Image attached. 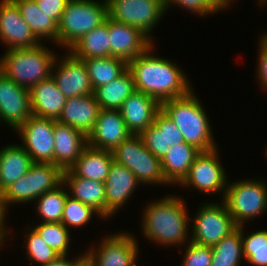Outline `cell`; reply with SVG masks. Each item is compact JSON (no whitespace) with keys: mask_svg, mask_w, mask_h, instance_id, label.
<instances>
[{"mask_svg":"<svg viewBox=\"0 0 267 266\" xmlns=\"http://www.w3.org/2000/svg\"><path fill=\"white\" fill-rule=\"evenodd\" d=\"M154 45L128 62L135 89L160 103L185 96L192 90L185 72L171 60L153 55Z\"/></svg>","mask_w":267,"mask_h":266,"instance_id":"6da1fadb","label":"cell"},{"mask_svg":"<svg viewBox=\"0 0 267 266\" xmlns=\"http://www.w3.org/2000/svg\"><path fill=\"white\" fill-rule=\"evenodd\" d=\"M147 204L142 212L141 227L144 238L166 247H177L190 242V217L182 198L167 195Z\"/></svg>","mask_w":267,"mask_h":266,"instance_id":"7a4b0ae2","label":"cell"},{"mask_svg":"<svg viewBox=\"0 0 267 266\" xmlns=\"http://www.w3.org/2000/svg\"><path fill=\"white\" fill-rule=\"evenodd\" d=\"M161 110L175 123L186 143L200 151H210L216 146L208 115L193 89L185 96L161 103Z\"/></svg>","mask_w":267,"mask_h":266,"instance_id":"3957f363","label":"cell"},{"mask_svg":"<svg viewBox=\"0 0 267 266\" xmlns=\"http://www.w3.org/2000/svg\"><path fill=\"white\" fill-rule=\"evenodd\" d=\"M44 43L32 48L7 49L0 57V72L19 86L31 89L52 75L57 54Z\"/></svg>","mask_w":267,"mask_h":266,"instance_id":"277c9868","label":"cell"},{"mask_svg":"<svg viewBox=\"0 0 267 266\" xmlns=\"http://www.w3.org/2000/svg\"><path fill=\"white\" fill-rule=\"evenodd\" d=\"M107 17V0H69L58 24V45L69 50Z\"/></svg>","mask_w":267,"mask_h":266,"instance_id":"5b68a950","label":"cell"},{"mask_svg":"<svg viewBox=\"0 0 267 266\" xmlns=\"http://www.w3.org/2000/svg\"><path fill=\"white\" fill-rule=\"evenodd\" d=\"M63 183V170L53 163L34 162L25 175L2 192L1 205L6 215L8 206L36 200Z\"/></svg>","mask_w":267,"mask_h":266,"instance_id":"8992f818","label":"cell"},{"mask_svg":"<svg viewBox=\"0 0 267 266\" xmlns=\"http://www.w3.org/2000/svg\"><path fill=\"white\" fill-rule=\"evenodd\" d=\"M267 182L239 180L228 182L222 201L237 226L263 215L267 211Z\"/></svg>","mask_w":267,"mask_h":266,"instance_id":"52a82bcc","label":"cell"},{"mask_svg":"<svg viewBox=\"0 0 267 266\" xmlns=\"http://www.w3.org/2000/svg\"><path fill=\"white\" fill-rule=\"evenodd\" d=\"M111 152L113 160L127 167L141 185H170L164 177L161 160L145 147L140 134L130 135Z\"/></svg>","mask_w":267,"mask_h":266,"instance_id":"ba28073f","label":"cell"},{"mask_svg":"<svg viewBox=\"0 0 267 266\" xmlns=\"http://www.w3.org/2000/svg\"><path fill=\"white\" fill-rule=\"evenodd\" d=\"M190 227H192L190 241L213 247L233 232L237 225L221 200L220 204L217 202L202 204Z\"/></svg>","mask_w":267,"mask_h":266,"instance_id":"9c48e42d","label":"cell"},{"mask_svg":"<svg viewBox=\"0 0 267 266\" xmlns=\"http://www.w3.org/2000/svg\"><path fill=\"white\" fill-rule=\"evenodd\" d=\"M108 17L140 29L152 41L151 31L165 15L164 0H107Z\"/></svg>","mask_w":267,"mask_h":266,"instance_id":"30bf717a","label":"cell"},{"mask_svg":"<svg viewBox=\"0 0 267 266\" xmlns=\"http://www.w3.org/2000/svg\"><path fill=\"white\" fill-rule=\"evenodd\" d=\"M218 155V147L210 151H201L179 186L197 188L199 192L210 195L223 192L221 196L224 197L228 181Z\"/></svg>","mask_w":267,"mask_h":266,"instance_id":"8fae6325","label":"cell"},{"mask_svg":"<svg viewBox=\"0 0 267 266\" xmlns=\"http://www.w3.org/2000/svg\"><path fill=\"white\" fill-rule=\"evenodd\" d=\"M105 237L98 248L91 245L84 253L93 266H137L139 246L133 235L121 232Z\"/></svg>","mask_w":267,"mask_h":266,"instance_id":"7c38bea8","label":"cell"},{"mask_svg":"<svg viewBox=\"0 0 267 266\" xmlns=\"http://www.w3.org/2000/svg\"><path fill=\"white\" fill-rule=\"evenodd\" d=\"M16 132L33 162L54 164V119L32 114Z\"/></svg>","mask_w":267,"mask_h":266,"instance_id":"4fadbf2b","label":"cell"},{"mask_svg":"<svg viewBox=\"0 0 267 266\" xmlns=\"http://www.w3.org/2000/svg\"><path fill=\"white\" fill-rule=\"evenodd\" d=\"M64 56L61 57L63 59H55L51 75L61 93L66 98L93 94L94 90L84 61L76 58L68 50Z\"/></svg>","mask_w":267,"mask_h":266,"instance_id":"5bb4252c","label":"cell"},{"mask_svg":"<svg viewBox=\"0 0 267 266\" xmlns=\"http://www.w3.org/2000/svg\"><path fill=\"white\" fill-rule=\"evenodd\" d=\"M32 115L30 89L19 86L0 72V124L16 131Z\"/></svg>","mask_w":267,"mask_h":266,"instance_id":"9a60e30c","label":"cell"},{"mask_svg":"<svg viewBox=\"0 0 267 266\" xmlns=\"http://www.w3.org/2000/svg\"><path fill=\"white\" fill-rule=\"evenodd\" d=\"M109 56L127 63L154 44L140 29L108 17Z\"/></svg>","mask_w":267,"mask_h":266,"instance_id":"2e32d148","label":"cell"},{"mask_svg":"<svg viewBox=\"0 0 267 266\" xmlns=\"http://www.w3.org/2000/svg\"><path fill=\"white\" fill-rule=\"evenodd\" d=\"M0 40L8 49L32 48L41 43L12 0L0 1Z\"/></svg>","mask_w":267,"mask_h":266,"instance_id":"e0dca14e","label":"cell"},{"mask_svg":"<svg viewBox=\"0 0 267 266\" xmlns=\"http://www.w3.org/2000/svg\"><path fill=\"white\" fill-rule=\"evenodd\" d=\"M132 133L117 109H100L93 130L87 136V145L110 150L119 146Z\"/></svg>","mask_w":267,"mask_h":266,"instance_id":"ac0fdd59","label":"cell"},{"mask_svg":"<svg viewBox=\"0 0 267 266\" xmlns=\"http://www.w3.org/2000/svg\"><path fill=\"white\" fill-rule=\"evenodd\" d=\"M136 176L125 166L113 160L109 174L104 182L106 196V219L118 212L132 197L139 186Z\"/></svg>","mask_w":267,"mask_h":266,"instance_id":"d6986e66","label":"cell"},{"mask_svg":"<svg viewBox=\"0 0 267 266\" xmlns=\"http://www.w3.org/2000/svg\"><path fill=\"white\" fill-rule=\"evenodd\" d=\"M132 134H141L154 123L161 103L140 91L133 92L118 109Z\"/></svg>","mask_w":267,"mask_h":266,"instance_id":"ffe728a7","label":"cell"},{"mask_svg":"<svg viewBox=\"0 0 267 266\" xmlns=\"http://www.w3.org/2000/svg\"><path fill=\"white\" fill-rule=\"evenodd\" d=\"M145 147L160 160L171 145L184 142V138L175 123L160 110L154 123L140 134Z\"/></svg>","mask_w":267,"mask_h":266,"instance_id":"44dd1931","label":"cell"},{"mask_svg":"<svg viewBox=\"0 0 267 266\" xmlns=\"http://www.w3.org/2000/svg\"><path fill=\"white\" fill-rule=\"evenodd\" d=\"M54 164L69 169L87 146V136L80 130L54 119Z\"/></svg>","mask_w":267,"mask_h":266,"instance_id":"7402d4cb","label":"cell"},{"mask_svg":"<svg viewBox=\"0 0 267 266\" xmlns=\"http://www.w3.org/2000/svg\"><path fill=\"white\" fill-rule=\"evenodd\" d=\"M100 107L94 94L67 98L58 122L82 131L86 136L93 130Z\"/></svg>","mask_w":267,"mask_h":266,"instance_id":"603a6c76","label":"cell"},{"mask_svg":"<svg viewBox=\"0 0 267 266\" xmlns=\"http://www.w3.org/2000/svg\"><path fill=\"white\" fill-rule=\"evenodd\" d=\"M30 101L33 115L57 120L67 98L58 89L53 77L50 76L30 89Z\"/></svg>","mask_w":267,"mask_h":266,"instance_id":"cb8c5ba5","label":"cell"},{"mask_svg":"<svg viewBox=\"0 0 267 266\" xmlns=\"http://www.w3.org/2000/svg\"><path fill=\"white\" fill-rule=\"evenodd\" d=\"M63 184L67 187L68 195L92 207L102 219H106V196L103 182L77 177L67 169L63 171Z\"/></svg>","mask_w":267,"mask_h":266,"instance_id":"d4e9b609","label":"cell"},{"mask_svg":"<svg viewBox=\"0 0 267 266\" xmlns=\"http://www.w3.org/2000/svg\"><path fill=\"white\" fill-rule=\"evenodd\" d=\"M112 162L113 155L110 150L96 149L87 145L69 170L77 177L104 183Z\"/></svg>","mask_w":267,"mask_h":266,"instance_id":"484cf974","label":"cell"},{"mask_svg":"<svg viewBox=\"0 0 267 266\" xmlns=\"http://www.w3.org/2000/svg\"><path fill=\"white\" fill-rule=\"evenodd\" d=\"M201 151L194 145L178 143L171 145L166 155L161 159L164 177L170 185H179L188 175L195 157Z\"/></svg>","mask_w":267,"mask_h":266,"instance_id":"4316f807","label":"cell"},{"mask_svg":"<svg viewBox=\"0 0 267 266\" xmlns=\"http://www.w3.org/2000/svg\"><path fill=\"white\" fill-rule=\"evenodd\" d=\"M34 162L25 149L17 144L0 149V191L27 173Z\"/></svg>","mask_w":267,"mask_h":266,"instance_id":"83f0119b","label":"cell"},{"mask_svg":"<svg viewBox=\"0 0 267 266\" xmlns=\"http://www.w3.org/2000/svg\"><path fill=\"white\" fill-rule=\"evenodd\" d=\"M35 37L43 42L51 40L58 44V24L42 11L35 0H12ZM42 40V41H41Z\"/></svg>","mask_w":267,"mask_h":266,"instance_id":"f1b7e54d","label":"cell"},{"mask_svg":"<svg viewBox=\"0 0 267 266\" xmlns=\"http://www.w3.org/2000/svg\"><path fill=\"white\" fill-rule=\"evenodd\" d=\"M133 75L127 68L120 76L108 84L94 90L100 109H119L123 102L135 92Z\"/></svg>","mask_w":267,"mask_h":266,"instance_id":"f546056e","label":"cell"},{"mask_svg":"<svg viewBox=\"0 0 267 266\" xmlns=\"http://www.w3.org/2000/svg\"><path fill=\"white\" fill-rule=\"evenodd\" d=\"M68 51L78 59L108 57V17L105 23L86 33Z\"/></svg>","mask_w":267,"mask_h":266,"instance_id":"4dcf8cb0","label":"cell"},{"mask_svg":"<svg viewBox=\"0 0 267 266\" xmlns=\"http://www.w3.org/2000/svg\"><path fill=\"white\" fill-rule=\"evenodd\" d=\"M81 60L86 65L93 90L113 81L128 68V63L118 57L108 56Z\"/></svg>","mask_w":267,"mask_h":266,"instance_id":"1f68e13d","label":"cell"},{"mask_svg":"<svg viewBox=\"0 0 267 266\" xmlns=\"http://www.w3.org/2000/svg\"><path fill=\"white\" fill-rule=\"evenodd\" d=\"M244 258L241 225L212 247L211 266H240Z\"/></svg>","mask_w":267,"mask_h":266,"instance_id":"d6a6232c","label":"cell"},{"mask_svg":"<svg viewBox=\"0 0 267 266\" xmlns=\"http://www.w3.org/2000/svg\"><path fill=\"white\" fill-rule=\"evenodd\" d=\"M62 183L56 189L45 192L35 200L36 212L42 218V222H61L64 205L69 194Z\"/></svg>","mask_w":267,"mask_h":266,"instance_id":"836d02e7","label":"cell"},{"mask_svg":"<svg viewBox=\"0 0 267 266\" xmlns=\"http://www.w3.org/2000/svg\"><path fill=\"white\" fill-rule=\"evenodd\" d=\"M243 255L252 266H267V230H258L245 235L244 225H241Z\"/></svg>","mask_w":267,"mask_h":266,"instance_id":"e575fe53","label":"cell"},{"mask_svg":"<svg viewBox=\"0 0 267 266\" xmlns=\"http://www.w3.org/2000/svg\"><path fill=\"white\" fill-rule=\"evenodd\" d=\"M43 241L59 255H68L70 231L61 222H40L34 227Z\"/></svg>","mask_w":267,"mask_h":266,"instance_id":"d590c367","label":"cell"},{"mask_svg":"<svg viewBox=\"0 0 267 266\" xmlns=\"http://www.w3.org/2000/svg\"><path fill=\"white\" fill-rule=\"evenodd\" d=\"M93 215L102 218L92 207L83 204L81 201L71 197L70 195H67L61 223L67 229L70 227L78 228L86 225L90 219H92Z\"/></svg>","mask_w":267,"mask_h":266,"instance_id":"8d00e7d4","label":"cell"},{"mask_svg":"<svg viewBox=\"0 0 267 266\" xmlns=\"http://www.w3.org/2000/svg\"><path fill=\"white\" fill-rule=\"evenodd\" d=\"M28 230L25 247L30 262H36L39 266H43L59 256L43 241L34 228Z\"/></svg>","mask_w":267,"mask_h":266,"instance_id":"74e56055","label":"cell"},{"mask_svg":"<svg viewBox=\"0 0 267 266\" xmlns=\"http://www.w3.org/2000/svg\"><path fill=\"white\" fill-rule=\"evenodd\" d=\"M172 4L195 12L200 17H204V15L206 17L208 13H219V11L226 9L218 0H164L165 11L172 7Z\"/></svg>","mask_w":267,"mask_h":266,"instance_id":"f35d334b","label":"cell"},{"mask_svg":"<svg viewBox=\"0 0 267 266\" xmlns=\"http://www.w3.org/2000/svg\"><path fill=\"white\" fill-rule=\"evenodd\" d=\"M185 245L187 247L181 266H211L212 247L199 245L192 241Z\"/></svg>","mask_w":267,"mask_h":266,"instance_id":"ab89813d","label":"cell"},{"mask_svg":"<svg viewBox=\"0 0 267 266\" xmlns=\"http://www.w3.org/2000/svg\"><path fill=\"white\" fill-rule=\"evenodd\" d=\"M259 41L257 77L260 86L267 90V32L261 35Z\"/></svg>","mask_w":267,"mask_h":266,"instance_id":"60d3db41","label":"cell"},{"mask_svg":"<svg viewBox=\"0 0 267 266\" xmlns=\"http://www.w3.org/2000/svg\"><path fill=\"white\" fill-rule=\"evenodd\" d=\"M38 7L44 11L48 17L59 24L69 0H35Z\"/></svg>","mask_w":267,"mask_h":266,"instance_id":"b9f144b4","label":"cell"},{"mask_svg":"<svg viewBox=\"0 0 267 266\" xmlns=\"http://www.w3.org/2000/svg\"><path fill=\"white\" fill-rule=\"evenodd\" d=\"M68 255H59L55 260L50 261L48 264H45L43 266H74L75 262L79 259L72 258V260H68ZM74 259V260H73Z\"/></svg>","mask_w":267,"mask_h":266,"instance_id":"7bdbcfd3","label":"cell"},{"mask_svg":"<svg viewBox=\"0 0 267 266\" xmlns=\"http://www.w3.org/2000/svg\"><path fill=\"white\" fill-rule=\"evenodd\" d=\"M1 200V199H0ZM6 213H5V211L3 210V208H2V205H1V201H0V232H10V231H8V228H9V226L8 227H6L5 225V215ZM7 229V230H6Z\"/></svg>","mask_w":267,"mask_h":266,"instance_id":"ee69618b","label":"cell"},{"mask_svg":"<svg viewBox=\"0 0 267 266\" xmlns=\"http://www.w3.org/2000/svg\"><path fill=\"white\" fill-rule=\"evenodd\" d=\"M74 266H93L90 260L84 255L80 254L79 259L75 262Z\"/></svg>","mask_w":267,"mask_h":266,"instance_id":"f6af8a7d","label":"cell"},{"mask_svg":"<svg viewBox=\"0 0 267 266\" xmlns=\"http://www.w3.org/2000/svg\"><path fill=\"white\" fill-rule=\"evenodd\" d=\"M9 234V232H0V247L2 246V245H4L3 243H5L4 241V239L5 238H7L8 239V236L10 237L11 235H8ZM7 236V237H6Z\"/></svg>","mask_w":267,"mask_h":266,"instance_id":"bcb514c9","label":"cell"},{"mask_svg":"<svg viewBox=\"0 0 267 266\" xmlns=\"http://www.w3.org/2000/svg\"><path fill=\"white\" fill-rule=\"evenodd\" d=\"M226 9L230 6L231 3L235 2L234 0H218ZM229 5V6H228Z\"/></svg>","mask_w":267,"mask_h":266,"instance_id":"7dc6e473","label":"cell"},{"mask_svg":"<svg viewBox=\"0 0 267 266\" xmlns=\"http://www.w3.org/2000/svg\"><path fill=\"white\" fill-rule=\"evenodd\" d=\"M258 1H259L258 2L259 5L262 4L264 6L265 4H267V0H258Z\"/></svg>","mask_w":267,"mask_h":266,"instance_id":"c3c4849f","label":"cell"}]
</instances>
